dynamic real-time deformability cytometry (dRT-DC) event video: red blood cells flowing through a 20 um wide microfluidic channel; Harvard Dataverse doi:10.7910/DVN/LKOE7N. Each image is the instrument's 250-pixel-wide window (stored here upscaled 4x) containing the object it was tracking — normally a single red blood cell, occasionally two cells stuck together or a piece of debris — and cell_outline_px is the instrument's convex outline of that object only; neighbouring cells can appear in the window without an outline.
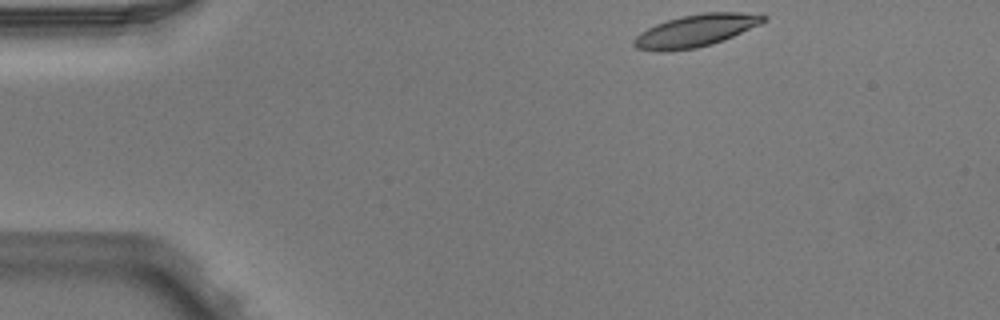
{"species": "Egyptian fruit bat (a non-hibernating species)", "species_latin": "Rousettus aegyptiacus", "temperature_condition": "warm", "stored_images_in_passage": 4, "camera_frame_rate_fps": 3000, "um_per_image_px": 0.085, "animal": {"sex": "male"}, "frame": {"image": 1, "passage_image": 1, "time_ms": 0.0, "image_size_px": [1000, 320], "cell_outline_px": [[768, 20], [760, 24], [732, 36], [712, 44], [696, 48], [668, 52], [660, 52], [636, 48], [632, 44], [632, 40], [640, 32], [656, 24], [680, 16], [704, 12], [764, 12], [768, 16]], "centroid_in_image_um": [59.17, 2.59], "position_along_channel_um": 25.8, "area_um2": 24.74}}
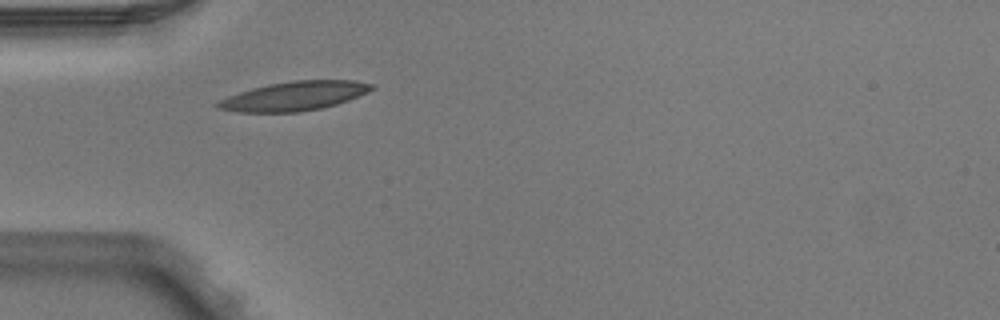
{"frame": {"image": 2, "passage_image": 3, "time_ms": 0.667, "image_size_px": [1000, 320], "cell_outline_px": [[376, 88], [368, 92], [348, 100], [336, 104], [320, 108], [300, 112], [240, 112], [216, 108], [216, 104], [220, 100], [228, 96], [252, 88], [268, 84], [296, 80], [356, 80], [376, 84]], "centroid_in_image_um": [25.06, 8.15], "position_along_channel_um": 59.9, "area_um2": 26.07}}
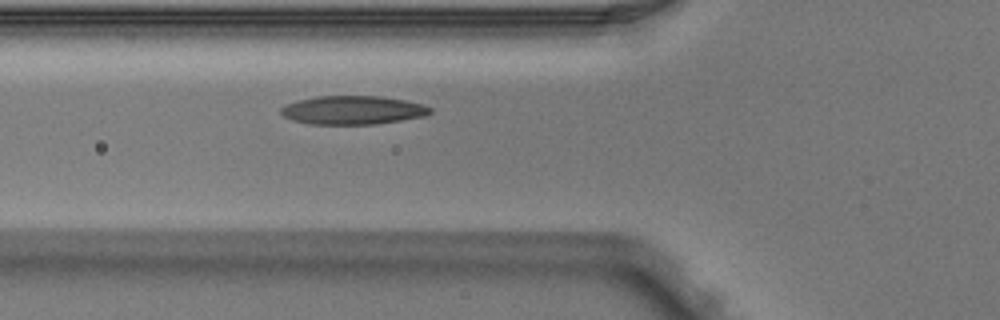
{"frame": {"image": 3, "passage_image": 4, "time_ms": 1.0, "image_size_px": [1000, 320], "cell_outline_px": [[432, 112], [424, 116], [376, 124], [308, 124], [292, 120], [284, 116], [280, 112], [280, 108], [284, 104], [296, 100], [316, 96], [380, 96], [404, 100], [420, 104], [432, 108]], "centroid_in_image_um": [29.93, 9.35], "position_along_channel_um": 95.9, "area_um2": 24.91}}